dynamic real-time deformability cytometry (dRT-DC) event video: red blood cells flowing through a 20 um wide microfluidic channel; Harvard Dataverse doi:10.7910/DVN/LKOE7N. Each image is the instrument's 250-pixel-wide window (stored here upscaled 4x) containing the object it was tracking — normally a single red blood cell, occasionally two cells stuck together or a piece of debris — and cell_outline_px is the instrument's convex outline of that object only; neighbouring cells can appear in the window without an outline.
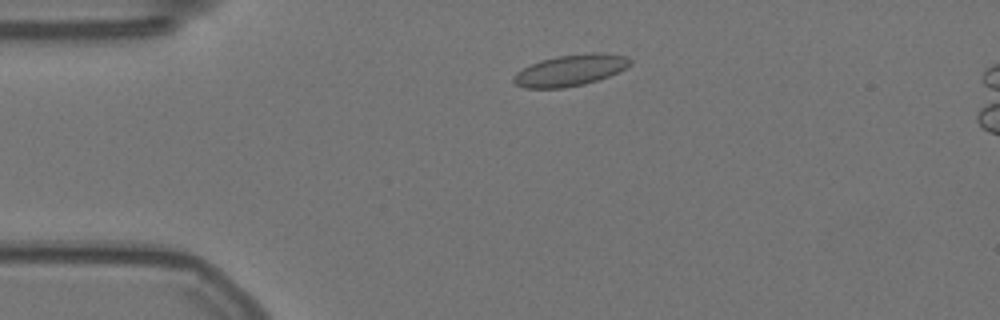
{"species": "Egyptian fruit bat (a non-hibernating species)", "species_latin": "Rousettus aegyptiacus", "temperature_condition": "warm", "stored_images_in_passage": 53, "camera_frame_rate_fps": 3000, "um_per_image_px": 0.085, "animal": {"sex": "female"}, "frame": {"image": 1, "passage_image": 8, "time_ms": 2.333, "image_size_px": [1000, 320], "cell_outline_px": [[632, 64], [628, 68], [608, 76], [584, 84], [564, 88], [524, 88], [516, 84], [512, 80], [512, 76], [516, 72], [540, 60], [556, 56], [592, 52], [604, 52], [628, 56], [632, 60]], "centroid_in_image_um": [48.52, 5.96], "position_along_channel_um": 36.5, "area_um2": 21.5}}
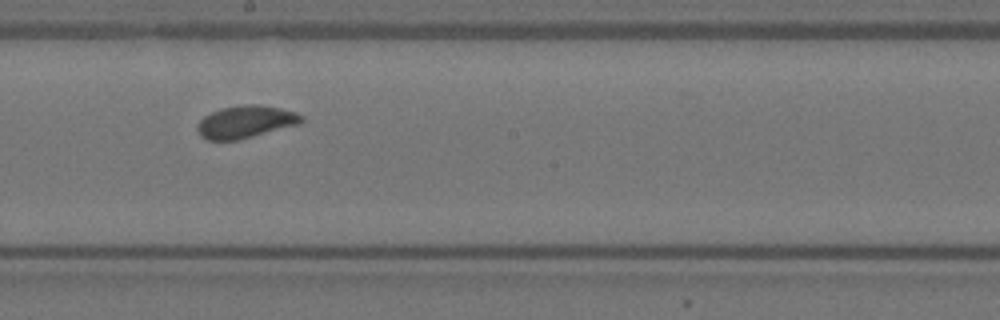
{"frame": {"image": 2, "passage_image": 27, "time_ms": 8.667, "image_size_px": [1000, 320], "cell_outline_px": [[304, 120], [300, 124], [240, 140], [208, 140], [200, 136], [196, 128], [200, 120], [204, 116], [220, 108], [244, 104], [256, 104], [280, 108], [296, 112], [304, 116]], "centroid_in_image_um": [20.89, 10.36], "position_along_channel_um": 227.3, "area_um2": 19.88}}
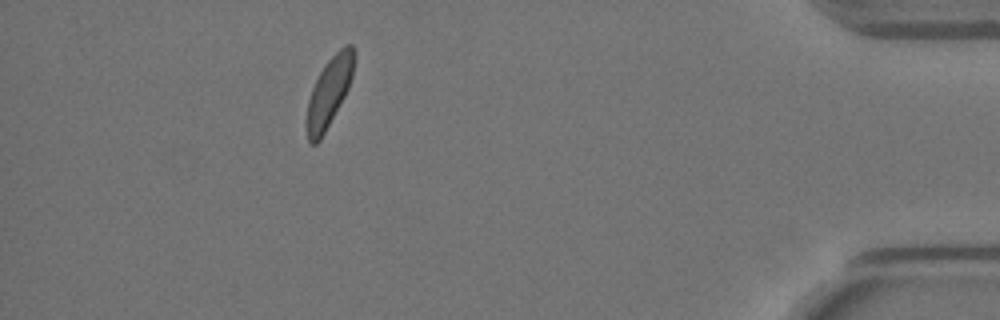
{"frame": {"image": 3, "passage_image": 47, "time_ms": 15.333, "image_size_px": [1000, 320], "cell_outline_px": [[356, 56], [352, 76], [348, 88], [344, 96], [320, 140], [316, 144], [312, 144], [308, 140], [304, 124], [308, 100], [312, 88], [324, 64], [344, 44], [352, 44], [356, 52]], "centroid_in_image_um": [27.96, 7.81], "position_along_channel_um": 407.2, "area_um2": 19.31}, "authors_computed_cell_mechanics": {"area_um2": 19.363, "velocity_mm_per_s": 3.5226, "shape_relaxation_time_tau1_ms": 2.3138, "shape_relaxation_time_tau2_ms": 0.7448, "deformation_change_tau1": 0.0701, "deformation_change_tau2": 0.0474}}